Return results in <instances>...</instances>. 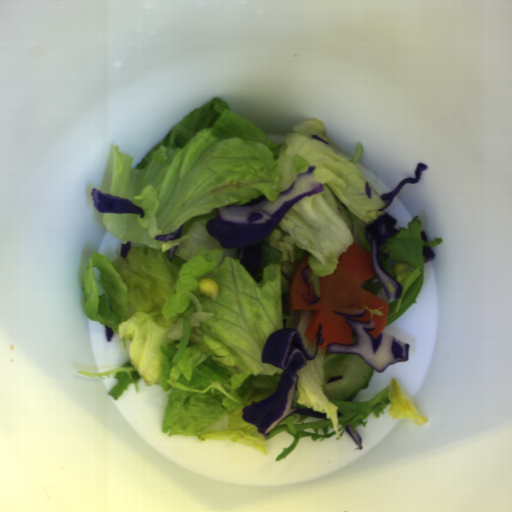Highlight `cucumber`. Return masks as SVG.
I'll list each match as a JSON object with an SVG mask.
<instances>
[{
    "label": "cucumber",
    "instance_id": "obj_1",
    "mask_svg": "<svg viewBox=\"0 0 512 512\" xmlns=\"http://www.w3.org/2000/svg\"><path fill=\"white\" fill-rule=\"evenodd\" d=\"M373 366L362 356L349 353L344 357L335 376L341 380L323 383V393L329 401H348L360 390H366L373 375Z\"/></svg>",
    "mask_w": 512,
    "mask_h": 512
}]
</instances>
